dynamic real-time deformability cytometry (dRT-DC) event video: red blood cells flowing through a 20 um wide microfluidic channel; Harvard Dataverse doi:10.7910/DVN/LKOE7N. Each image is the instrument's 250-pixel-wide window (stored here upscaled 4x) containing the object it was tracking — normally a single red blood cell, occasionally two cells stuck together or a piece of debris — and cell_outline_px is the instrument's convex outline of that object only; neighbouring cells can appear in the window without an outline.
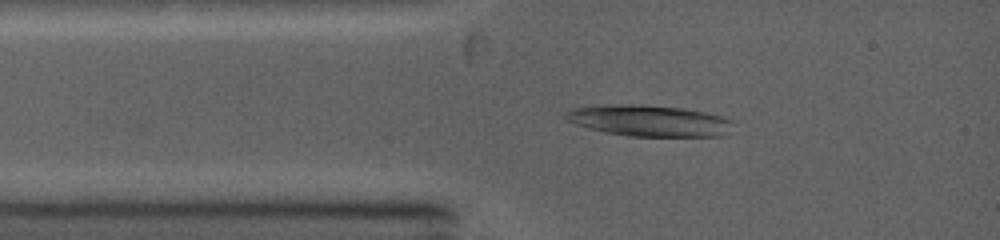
{"species": "common noctule bat (a hibernating species)", "species_latin": "Nyctalus noctula", "temperature_condition": "warm", "stored_images_in_passage": 4, "camera_frame_rate_fps": 5000, "um_per_image_px": 0.085, "animal": {"sex": "female", "body_mass_g": 19.0, "forearm_length_mm": 53.3}, "frame": {"image": 1, "passage_image": 4, "time_ms": 0.4, "image_size_px": [1000, 240], "cell_outline_px": [[736, 124], [724, 136], [628, 136], [604, 132], [588, 128], [576, 124], [568, 120], [564, 116], [564, 112], [568, 108], [596, 104], [640, 104], [684, 108], [704, 112], [720, 116], [732, 120]], "centroid_in_image_um": [55.14, 10.24], "position_along_channel_um": 29.9, "area_um2": 31.04}}